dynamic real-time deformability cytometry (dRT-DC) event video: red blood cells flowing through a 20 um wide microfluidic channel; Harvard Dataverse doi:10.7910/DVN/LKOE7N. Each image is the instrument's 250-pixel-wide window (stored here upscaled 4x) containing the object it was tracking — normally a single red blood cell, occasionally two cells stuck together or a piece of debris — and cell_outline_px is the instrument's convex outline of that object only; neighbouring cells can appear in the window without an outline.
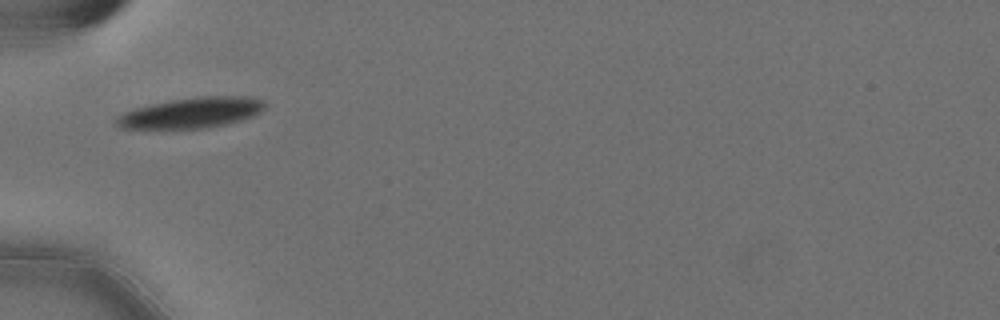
{"species": "Egyptian fruit bat (a non-hibernating species)", "species_latin": "Rousettus aegyptiacus", "temperature_condition": "cold", "stored_images_in_passage": 28, "camera_frame_rate_fps": 3000, "um_per_image_px": 0.085, "animal": {"sex": "female"}, "frame": {"image": 1, "passage_image": 1, "time_ms": 0.0, "image_size_px": [1000, 320], "cell_outline_px": [[264, 108], [260, 112], [252, 116], [240, 120], [208, 128], [120, 128], [112, 120], [116, 116], [132, 108], [172, 100], [200, 96], [248, 96], [264, 100]], "centroid_in_image_um": [16.23, 9.58], "position_along_channel_um": 68.8, "area_um2": 26.36}}
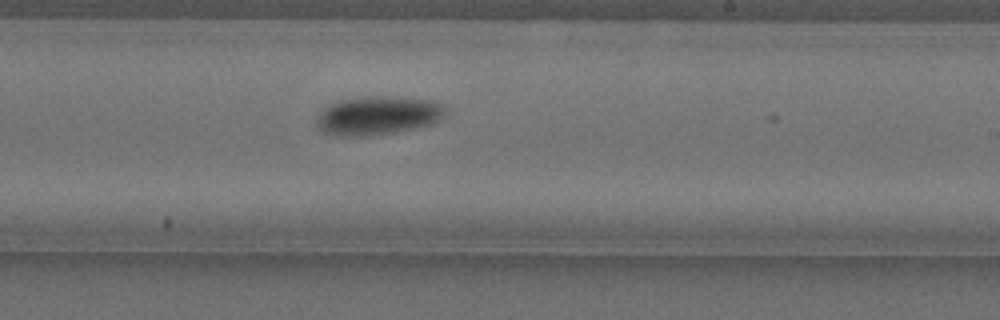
{"frame": {"image": 2, "passage_image": 17, "time_ms": 5.333, "image_size_px": [1000, 320], "cell_outline_px": [[448, 108], [440, 120], [432, 124], [396, 132], [368, 136], [328, 136], [316, 128], [316, 116], [328, 104], [340, 100], [368, 96], [388, 96], [432, 100], [444, 104]], "centroid_in_image_um": [32.08, 9.83], "position_along_channel_um": 256.9, "area_um2": 29.65}}
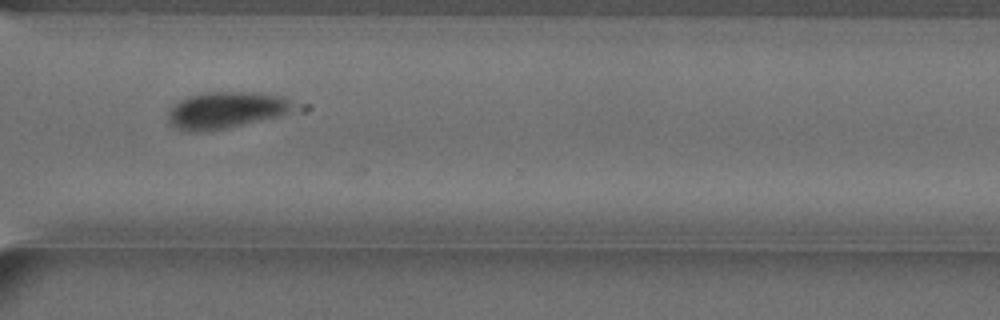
{"frame": {"image": 3, "passage_image": 25, "time_ms": 8.0, "image_size_px": [1000, 320], "cell_outline_px": [[292, 108], [288, 112], [280, 116], [208, 132], [188, 132], [176, 128], [168, 124], [168, 112], [180, 100], [188, 96], [208, 92], [256, 92], [284, 96], [292, 104]], "centroid_in_image_um": [19.16, 9.37], "position_along_channel_um": 351.4, "area_um2": 26.76}, "authors_computed_cell_mechanics": {"area_um2": 27.7729, "velocity_mm_per_s": 3.5474, "shape_relaxation_time_tau1_ms": 4.3839, "shape_relaxation_time_tau2_ms": null, "deformation_change_tau1": 0.1189, "deformation_change_tau2": null}}